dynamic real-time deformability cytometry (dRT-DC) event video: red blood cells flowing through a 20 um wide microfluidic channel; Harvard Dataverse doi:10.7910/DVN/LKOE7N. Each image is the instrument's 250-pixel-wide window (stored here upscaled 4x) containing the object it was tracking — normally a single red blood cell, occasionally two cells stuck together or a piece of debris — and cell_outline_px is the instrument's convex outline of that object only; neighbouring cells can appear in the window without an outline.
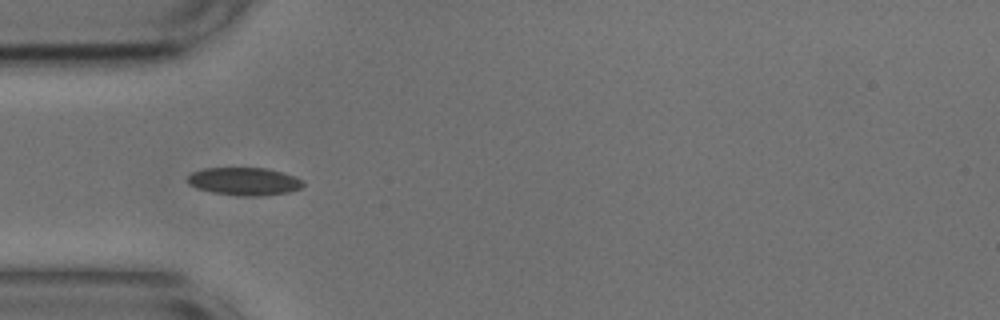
{"species": "common noctule bat (a hibernating species)", "species_latin": "Nyctalus noctula", "temperature_condition": "cold", "stored_images_in_passage": 11, "camera_frame_rate_fps": 3000, "um_per_image_px": 0.085, "animal": {"sex": "male", "body_mass_g": 17.9, "forearm_length_mm": 54.2}, "frame": {"image": 1, "passage_image": 4, "time_ms": 1.0, "image_size_px": [1000, 320], "cell_outline_px": [[304, 184], [300, 188], [288, 192], [264, 196], [236, 196], [212, 192], [196, 188], [188, 184], [188, 176], [192, 172], [204, 168], [268, 168], [296, 176], [304, 180]], "centroid_in_image_um": [20.78, 15.42], "position_along_channel_um": 64.2, "area_um2": 18.96}}